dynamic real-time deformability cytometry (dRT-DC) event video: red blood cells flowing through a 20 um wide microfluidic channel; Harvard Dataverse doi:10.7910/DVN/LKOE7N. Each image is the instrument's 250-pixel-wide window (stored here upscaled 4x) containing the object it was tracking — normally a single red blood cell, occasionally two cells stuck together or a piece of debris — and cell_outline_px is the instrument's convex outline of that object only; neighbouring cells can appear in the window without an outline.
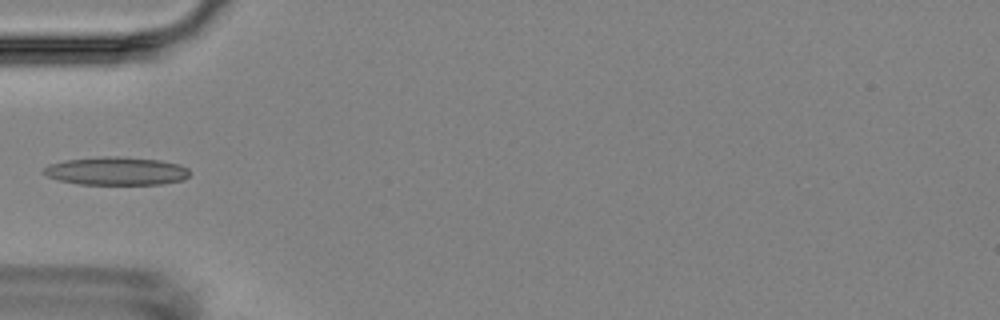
{"species": "Egyptian fruit bat (a non-hibernating species)", "species_latin": "Rousettus aegyptiacus", "temperature_condition": "room temperature", "stored_images_in_passage": 5, "camera_frame_rate_fps": 3000, "um_per_image_px": 0.085, "animal": {"sex": "female"}, "frame": {"image": 1, "passage_image": 5, "time_ms": 5.333, "image_size_px": [1000, 320], "cell_outline_px": [[188, 176], [184, 180], [164, 184], [80, 184], [60, 180], [48, 176], [44, 172], [44, 168], [48, 164], [64, 160], [104, 156], [120, 156], [160, 160], [180, 164], [188, 168]], "centroid_in_image_um": [9.92, 14.53], "position_along_channel_um": 75.1, "area_um2": 23.99}}